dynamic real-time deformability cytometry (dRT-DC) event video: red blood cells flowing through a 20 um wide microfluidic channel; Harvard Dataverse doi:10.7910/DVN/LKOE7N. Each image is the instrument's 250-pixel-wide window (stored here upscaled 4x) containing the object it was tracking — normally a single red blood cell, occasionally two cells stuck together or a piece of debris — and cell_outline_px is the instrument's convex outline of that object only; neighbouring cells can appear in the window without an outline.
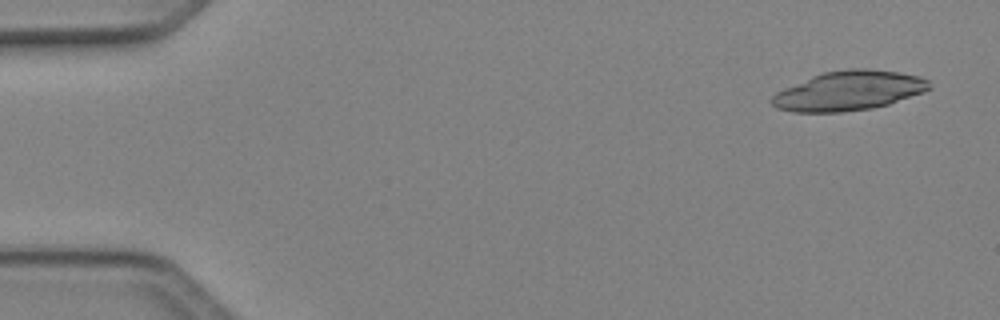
{"species": "Egyptian fruit bat (a non-hibernating species)", "species_latin": "Rousettus aegyptiacus", "temperature_condition": "cold", "stored_images_in_passage": 49, "camera_frame_rate_fps": 3000, "um_per_image_px": 0.085, "animal": {"sex": "female"}, "frame": {"image": 1, "passage_image": 3, "time_ms": 0.667, "image_size_px": [1000, 320], "cell_outline_px": [[932, 88], [924, 92], [888, 104], [872, 108], [840, 112], [792, 112], [776, 108], [768, 100], [776, 92], [784, 88], [812, 76], [824, 72], [848, 68], [868, 68], [900, 72], [920, 76], [928, 80]], "centroid_in_image_um": [72.14, 7.71], "position_along_channel_um": 12.9, "area_um2": 36.41}}